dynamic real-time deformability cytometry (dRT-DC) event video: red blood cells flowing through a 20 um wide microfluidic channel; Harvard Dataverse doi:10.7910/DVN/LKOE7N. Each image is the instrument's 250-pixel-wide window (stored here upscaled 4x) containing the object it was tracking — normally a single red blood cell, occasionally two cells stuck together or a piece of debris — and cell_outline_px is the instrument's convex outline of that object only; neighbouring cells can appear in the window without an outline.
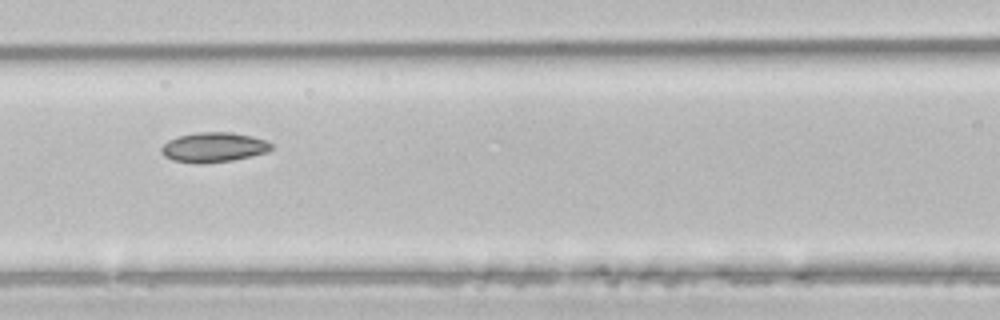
{"species": "common noctule bat (a hibernating species)", "species_latin": "Nyctalus noctula", "temperature_condition": "room temperature", "stored_images_in_passage": 5, "camera_frame_rate_fps": 3000, "um_per_image_px": 0.085, "animal": {"sex": "male", "body_mass_g": 21.5, "forearm_length_mm": 52.0}, "frame": {"image": 1, "passage_image": 5, "time_ms": 1.333, "image_size_px": [1000, 320], "cell_outline_px": [[272, 148], [268, 152], [252, 156], [232, 160], [204, 164], [196, 164], [172, 160], [164, 156], [160, 152], [160, 148], [168, 140], [180, 136], [196, 132], [232, 132], [252, 136], [268, 140], [272, 144]], "centroid_in_image_um": [18.17, 12.52], "position_along_channel_um": 148.4, "area_um2": 19.36}}